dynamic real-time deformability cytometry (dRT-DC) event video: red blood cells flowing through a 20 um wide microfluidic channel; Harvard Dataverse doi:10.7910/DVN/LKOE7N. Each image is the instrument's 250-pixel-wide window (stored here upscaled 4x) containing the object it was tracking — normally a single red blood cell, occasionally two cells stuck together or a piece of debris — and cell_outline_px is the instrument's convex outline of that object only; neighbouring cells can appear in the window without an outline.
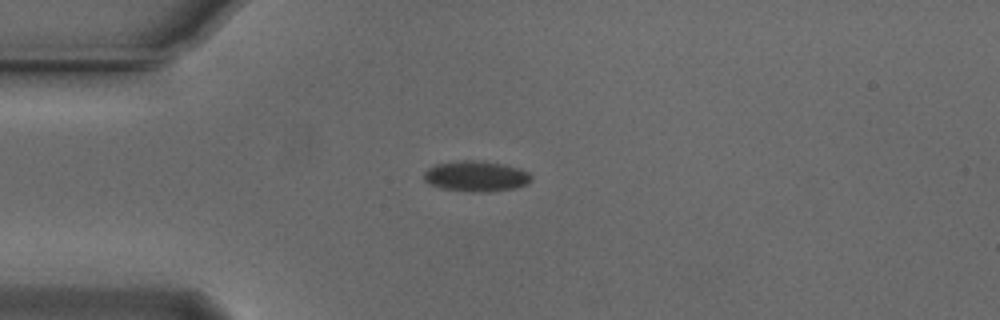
{"species": "Egyptian fruit bat (a non-hibernating species)", "species_latin": "Rousettus aegyptiacus", "temperature_condition": "cold", "stored_images_in_passage": 42, "camera_frame_rate_fps": 3000, "um_per_image_px": 0.085, "animal": {"sex": "male"}, "frame": {"image": 1, "passage_image": 1, "time_ms": 0.0, "image_size_px": [1000, 320], "cell_outline_px": [[532, 180], [528, 184], [516, 188], [488, 192], [468, 192], [440, 188], [428, 184], [424, 180], [424, 172], [428, 168], [436, 164], [464, 160], [472, 160], [504, 164], [520, 168], [528, 172], [532, 176]], "centroid_in_image_um": [40.48, 14.99], "position_along_channel_um": 44.5, "area_um2": 19.36}}
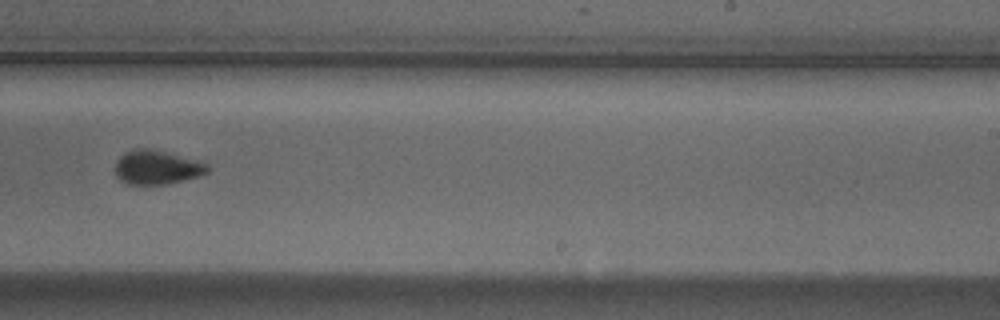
{"frame": {"image": 2, "passage_image": 21, "time_ms": 6.667, "image_size_px": [1000, 320], "cell_outline_px": [[208, 172], [196, 176], [164, 184], [128, 184], [120, 180], [116, 176], [116, 164], [120, 156], [132, 148], [152, 148], [208, 164]], "centroid_in_image_um": [13.27, 14.21], "position_along_channel_um": 275.7, "area_um2": 17.92}}
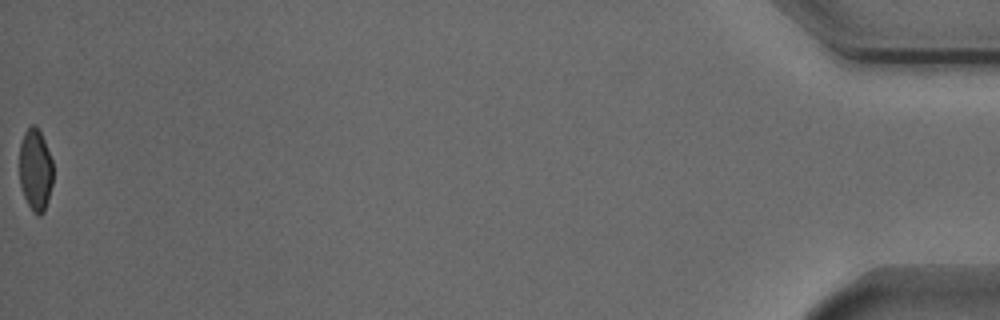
{"frame": {"image": 3, "passage_image": 42, "time_ms": 13.667, "image_size_px": [1000, 320], "cell_outline_px": [[52, 184], [48, 200], [44, 212], [40, 216], [28, 204], [20, 188], [20, 144], [24, 132], [32, 124], [40, 132], [44, 140], [52, 160]], "centroid_in_image_um": [3.01, 14.44], "position_along_channel_um": 432.2, "area_um2": 15.84}, "authors_computed_cell_mechanics": {"area_um2": 18.207, "velocity_mm_per_s": 3.7488, "shape_relaxation_time_tau1_ms": 3.7224, "shape_relaxation_time_tau2_ms": null, "deformation_change_tau1": 0.1068, "deformation_change_tau2": null}}